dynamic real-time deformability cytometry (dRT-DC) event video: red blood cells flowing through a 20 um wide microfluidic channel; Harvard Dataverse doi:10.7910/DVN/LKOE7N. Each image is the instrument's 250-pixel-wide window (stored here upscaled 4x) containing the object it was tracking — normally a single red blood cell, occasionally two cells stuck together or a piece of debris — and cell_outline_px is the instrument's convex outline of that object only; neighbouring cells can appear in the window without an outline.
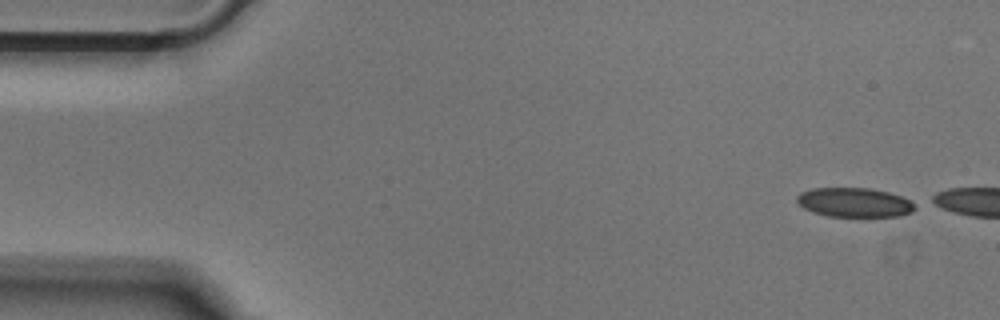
{"species": "Egyptian fruit bat (a non-hibernating species)", "species_latin": "Rousettus aegyptiacus", "temperature_condition": "cold", "stored_images_in_passage": 5, "camera_frame_rate_fps": 3000, "um_per_image_px": 0.085, "animal": {"sex": "male"}, "frame": {"image": 1, "passage_image": 1, "time_ms": 0.0, "image_size_px": [1000, 320], "cell_outline_px": [[916, 208], [912, 212], [900, 216], [828, 216], [812, 212], [804, 208], [796, 200], [796, 196], [800, 192], [812, 188], [868, 188], [888, 192], [900, 196], [916, 204]], "centroid_in_image_um": [72.61, 17.2], "position_along_channel_um": 12.4, "area_um2": 20.11}}